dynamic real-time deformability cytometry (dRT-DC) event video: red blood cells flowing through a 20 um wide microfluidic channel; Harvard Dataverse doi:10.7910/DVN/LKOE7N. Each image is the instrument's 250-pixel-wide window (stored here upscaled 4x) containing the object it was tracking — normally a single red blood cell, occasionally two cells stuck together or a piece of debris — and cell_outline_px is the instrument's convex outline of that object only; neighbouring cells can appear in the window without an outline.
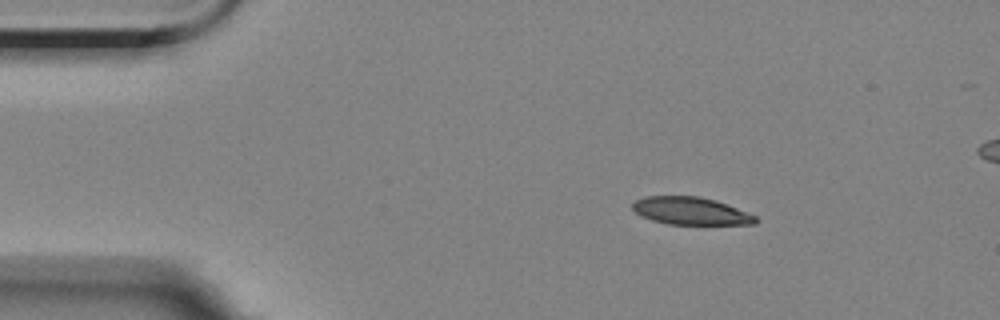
{"species": "Egyptian fruit bat (a non-hibernating species)", "species_latin": "Rousettus aegyptiacus", "temperature_condition": "room temperature", "stored_images_in_passage": 5, "camera_frame_rate_fps": 3000, "um_per_image_px": 0.085, "animal": {"sex": "female"}, "frame": {"image": 1, "passage_image": 2, "time_ms": 1.333, "image_size_px": [1000, 320], "cell_outline_px": [[756, 224], [668, 224], [652, 220], [640, 216], [632, 208], [632, 204], [636, 200], [644, 196], [700, 196], [716, 200], [756, 216]], "centroid_in_image_um": [58.67, 17.92], "position_along_channel_um": 26.3, "area_um2": 19.65}}